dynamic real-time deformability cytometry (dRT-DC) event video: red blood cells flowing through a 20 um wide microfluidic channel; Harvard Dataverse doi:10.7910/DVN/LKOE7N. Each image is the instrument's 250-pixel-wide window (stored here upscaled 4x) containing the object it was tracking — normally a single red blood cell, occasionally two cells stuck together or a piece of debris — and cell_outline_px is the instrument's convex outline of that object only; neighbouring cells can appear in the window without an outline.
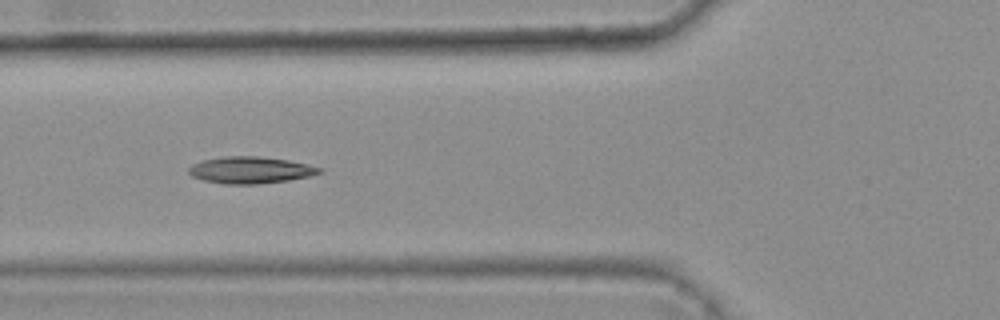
{"species": "common noctule bat (a hibernating species)", "species_latin": "Nyctalus noctula", "temperature_condition": "warm", "stored_images_in_passage": 44, "camera_frame_rate_fps": 3000, "um_per_image_px": 0.085, "animal": {"sex": "female", "body_mass_g": 25.1}, "frame": {"image": 1, "passage_image": 19, "time_ms": 6.0, "image_size_px": [1000, 320], "cell_outline_px": [[324, 172], [308, 176], [288, 180], [256, 184], [224, 184], [204, 180], [192, 176], [188, 172], [188, 168], [192, 164], [204, 160], [224, 156], [256, 156], [288, 160], [324, 168]], "centroid_in_image_um": [21.29, 14.45], "position_along_channel_um": 104.5, "area_um2": 20.29}, "authors_computed_cell_mechanics": {"area_um2": 19.8254, "velocity_mm_per_s": 3.7999, "shape_relaxation_time_tau1_ms": 10.713, "shape_relaxation_time_tau2_ms": 2.6602, "deformation_change_tau1": 0.2801, "deformation_change_tau2": 0.0881}}